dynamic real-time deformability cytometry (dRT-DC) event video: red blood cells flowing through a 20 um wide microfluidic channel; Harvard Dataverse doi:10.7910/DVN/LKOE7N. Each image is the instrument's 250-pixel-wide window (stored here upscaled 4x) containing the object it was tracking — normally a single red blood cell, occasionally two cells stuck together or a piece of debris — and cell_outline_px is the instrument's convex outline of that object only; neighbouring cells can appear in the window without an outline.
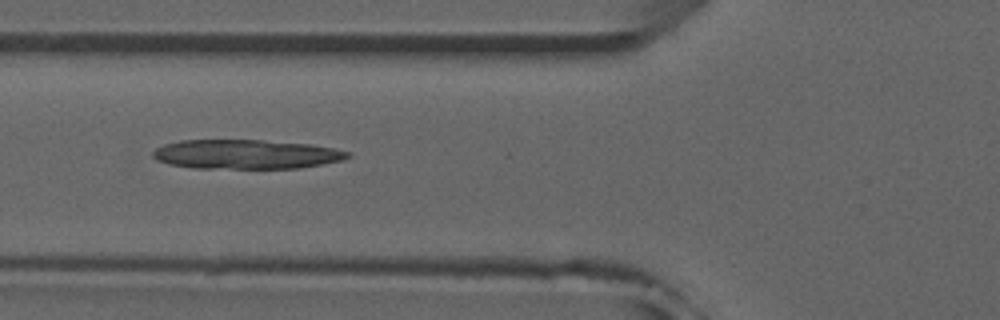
{"species": "common noctule bat (a hibernating species)", "species_latin": "Nyctalus noctula", "temperature_condition": "room temperature", "stored_images_in_passage": 43, "camera_frame_rate_fps": 3000, "um_per_image_px": 0.085, "animal": {"sex": "male", "forearm_length_mm": 52.5}, "frame": {"image": 1, "passage_image": 11, "time_ms": 3.333, "image_size_px": [1000, 320], "cell_outline_px": [[352, 156], [340, 160], [300, 168], [192, 168], [168, 164], [156, 160], [152, 156], [152, 152], [156, 148], [164, 144], [180, 140], [260, 140], [312, 144], [336, 148], [348, 152]], "centroid_in_image_um": [20.88, 13.11], "position_along_channel_um": 104.9, "area_um2": 33.35}}
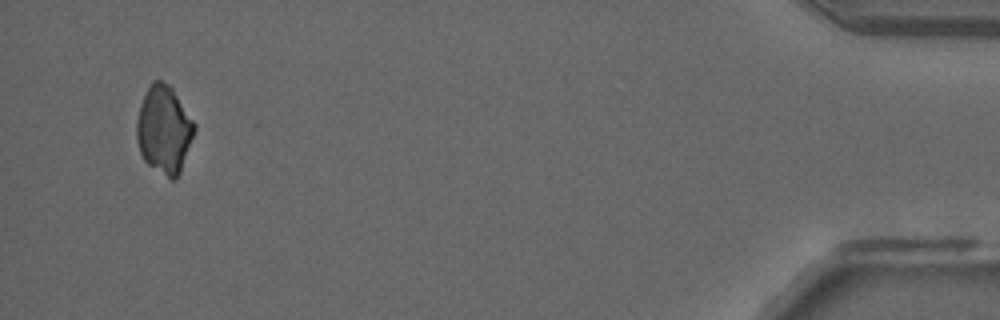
{"frame": {"image": 2, "passage_image": 41, "time_ms": 13.333, "image_size_px": [1000, 320], "cell_outline_px": [[196, 128], [180, 172], [176, 180], [172, 180], [148, 164], [144, 160], [140, 152], [136, 140], [136, 120], [140, 104], [152, 80], [160, 80], [168, 84], [172, 88], [196, 124]], "centroid_in_image_um": [13.93, 11.01], "position_along_channel_um": 421.3, "area_um2": 29.42}}